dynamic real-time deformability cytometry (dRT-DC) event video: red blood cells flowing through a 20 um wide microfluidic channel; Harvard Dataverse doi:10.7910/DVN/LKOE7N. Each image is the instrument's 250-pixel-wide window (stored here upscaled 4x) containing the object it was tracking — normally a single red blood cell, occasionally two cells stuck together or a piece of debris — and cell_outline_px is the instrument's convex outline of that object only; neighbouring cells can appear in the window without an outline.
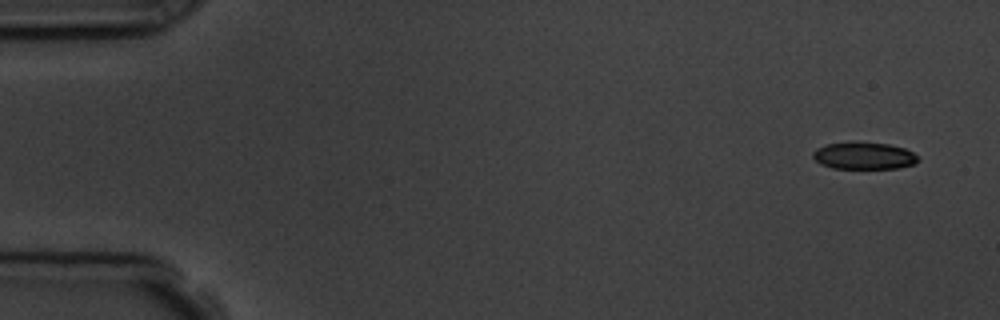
{"species": "common noctule bat (a hibernating species)", "species_latin": "Nyctalus noctula", "temperature_condition": "room temperature", "stored_images_in_passage": 9, "camera_frame_rate_fps": 3000, "um_per_image_px": 0.085, "animal": {"sex": "male", "body_mass_g": 19.5, "forearm_length_mm": 54.6}, "frame": {"image": 1, "passage_image": 1, "time_ms": 0.0, "image_size_px": [1000, 320], "cell_outline_px": [[920, 160], [912, 164], [900, 168], [832, 168], [820, 164], [812, 156], [812, 152], [816, 148], [824, 144], [888, 144], [904, 148], [912, 152]], "centroid_in_image_um": [73.41, 13.27], "position_along_channel_um": 11.6, "area_um2": 16.01}}
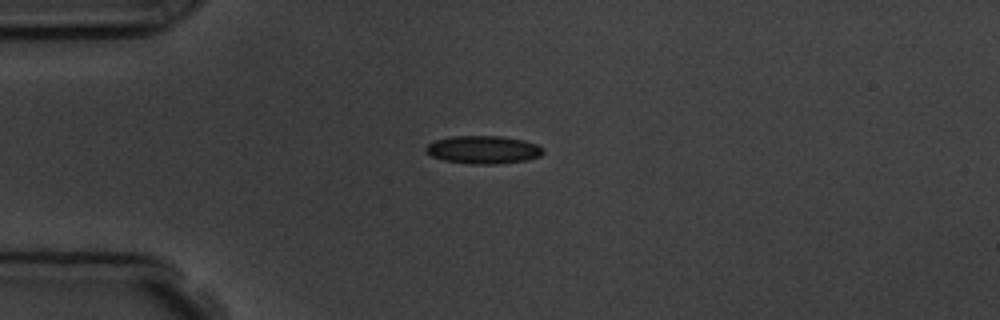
{"frame": {"image": 2, "passage_image": 4, "time_ms": 3.667, "image_size_px": [1000, 320], "cell_outline_px": [[544, 152], [540, 156], [528, 160], [496, 164], [472, 164], [444, 160], [432, 156], [424, 152], [424, 148], [428, 144], [436, 140], [452, 136], [500, 136], [524, 140], [536, 144], [544, 148]], "centroid_in_image_um": [41.09, 12.73], "position_along_channel_um": 43.9, "area_um2": 19.19}}